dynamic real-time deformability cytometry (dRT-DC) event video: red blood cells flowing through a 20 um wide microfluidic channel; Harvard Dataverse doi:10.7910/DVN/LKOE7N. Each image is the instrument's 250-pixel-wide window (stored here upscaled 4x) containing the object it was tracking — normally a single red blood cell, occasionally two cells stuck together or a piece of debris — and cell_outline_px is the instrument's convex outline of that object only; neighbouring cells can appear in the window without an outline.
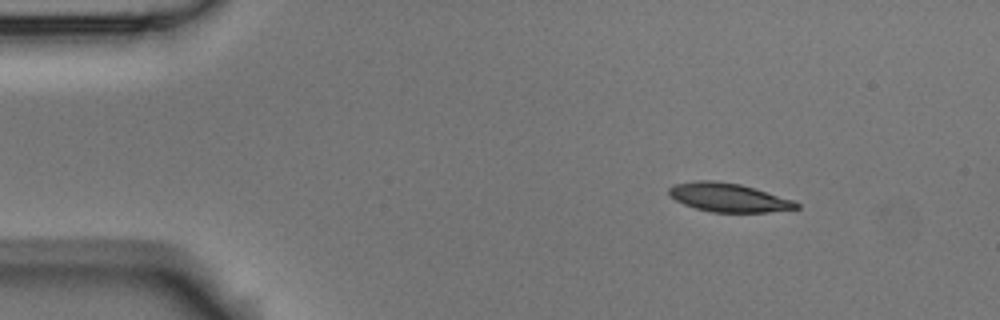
{"species": "Egyptian fruit bat (a non-hibernating species)", "species_latin": "Rousettus aegyptiacus", "temperature_condition": "room temperature", "stored_images_in_passage": 3, "camera_frame_rate_fps": 3000, "um_per_image_px": 0.085, "animal": {"sex": "male"}, "frame": {"image": 1, "passage_image": 1, "time_ms": 0.0, "image_size_px": [1000, 320], "cell_outline_px": [[800, 208], [768, 212], [712, 212], [696, 208], [684, 204], [668, 196], [668, 188], [672, 184], [696, 180], [712, 180], [740, 184], [796, 200], [800, 204]], "centroid_in_image_um": [61.92, 16.78], "position_along_channel_um": 23.1, "area_um2": 21.5}}